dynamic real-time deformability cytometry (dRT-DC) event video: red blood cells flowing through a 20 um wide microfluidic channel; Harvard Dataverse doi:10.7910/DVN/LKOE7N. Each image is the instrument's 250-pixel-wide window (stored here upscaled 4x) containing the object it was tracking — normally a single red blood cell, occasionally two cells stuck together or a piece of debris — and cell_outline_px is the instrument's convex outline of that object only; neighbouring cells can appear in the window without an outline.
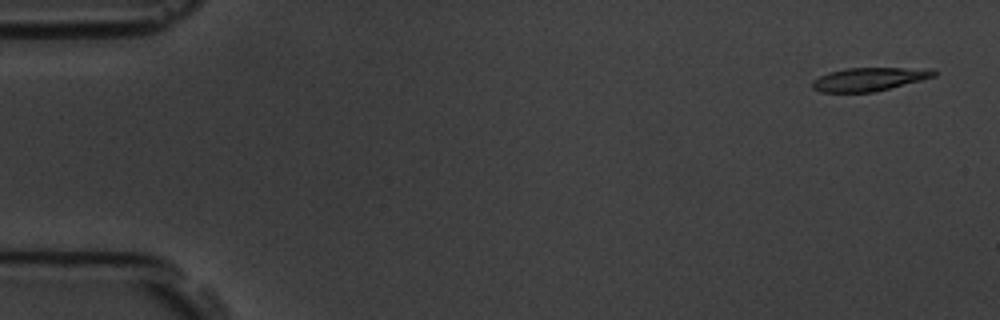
{"species": "common noctule bat (a hibernating species)", "species_latin": "Nyctalus noctula", "temperature_condition": "room temperature", "stored_images_in_passage": 4, "camera_frame_rate_fps": 3000, "um_per_image_px": 0.085, "animal": {"sex": "male", "body_mass_g": 19.5, "forearm_length_mm": 54.6}, "frame": {"image": 1, "passage_image": 1, "time_ms": 0.0, "image_size_px": [1000, 320], "cell_outline_px": [[936, 76], [876, 92], [820, 92], [812, 88], [812, 80], [828, 72], [844, 68], [932, 68], [936, 72]], "centroid_in_image_um": [73.87, 6.73], "position_along_channel_um": 11.1, "area_um2": 16.7}}
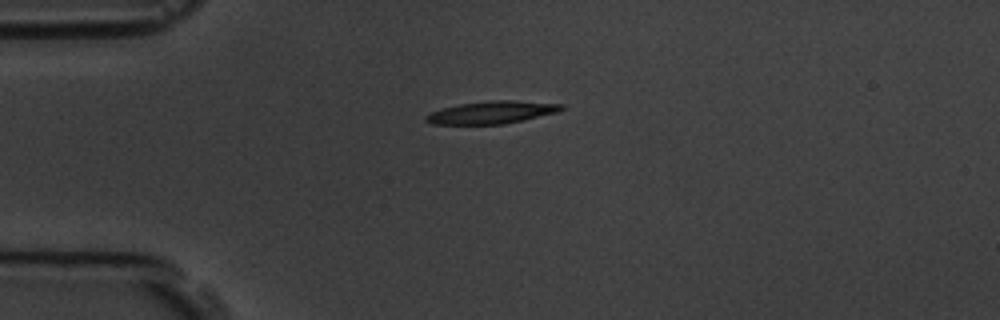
{"frame": {"image": 2, "passage_image": 4, "time_ms": 3.667, "image_size_px": [1000, 320], "cell_outline_px": [[564, 108], [556, 112], [504, 124], [432, 124], [424, 120], [424, 116], [432, 112], [444, 108], [460, 104], [492, 100], [516, 100], [564, 104]], "centroid_in_image_um": [41.79, 9.55], "position_along_channel_um": 43.2, "area_um2": 17.57}}